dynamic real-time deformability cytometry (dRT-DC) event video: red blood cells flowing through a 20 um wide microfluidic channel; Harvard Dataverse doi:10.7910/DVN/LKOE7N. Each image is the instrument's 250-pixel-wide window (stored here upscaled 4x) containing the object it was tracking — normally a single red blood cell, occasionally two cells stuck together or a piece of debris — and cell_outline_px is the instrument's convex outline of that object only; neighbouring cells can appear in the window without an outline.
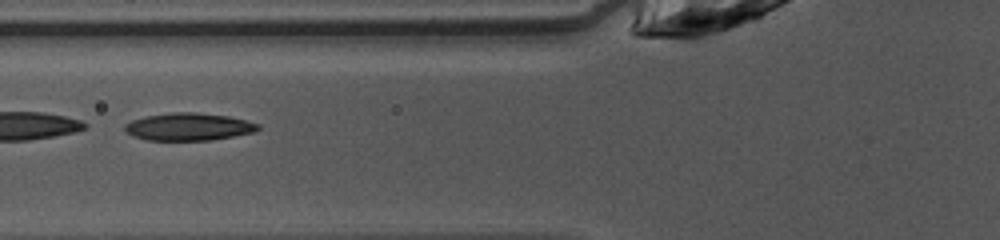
{"species": "common noctule bat (a hibernating species)", "species_latin": "Nyctalus noctula", "temperature_condition": "warm", "stored_images_in_passage": 37, "camera_frame_rate_fps": 3000, "um_per_image_px": 0.085, "animal": {"sex": "female", "body_mass_g": 10.0, "forearm_length_mm": 53.1}, "frame": {"image": 1, "passage_image": 8, "time_ms": 2.333, "image_size_px": [1000, 240], "cell_outline_px": [[260, 128], [252, 132], [212, 140], [148, 140], [132, 136], [124, 128], [124, 124], [132, 120], [144, 116], [172, 112], [196, 112], [228, 116], [260, 124]], "centroid_in_image_um": [16.0, 10.77], "position_along_channel_um": 109.8, "area_um2": 21.27}}
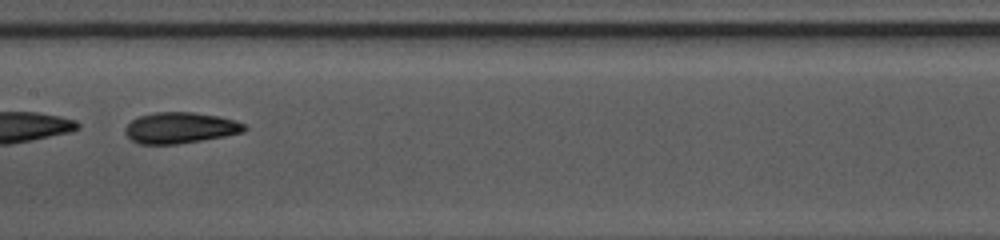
{"frame": {"image": 2, "passage_image": 14, "time_ms": 4.333, "image_size_px": [1000, 240], "cell_outline_px": [[248, 128], [244, 132], [224, 136], [176, 144], [136, 144], [124, 132], [124, 128], [132, 120], [140, 116], [156, 112], [192, 112], [216, 116], [236, 120], [244, 124]], "centroid_in_image_um": [15.31, 10.87], "position_along_channel_um": 192.1, "area_um2": 21.44}}
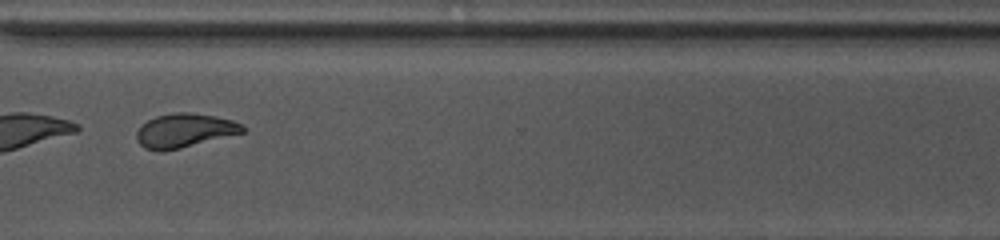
{"frame": {"image": 3, "passage_image": 26, "time_ms": 8.333, "image_size_px": [1000, 240], "cell_outline_px": [[244, 132], [164, 152], [160, 152], [144, 148], [136, 140], [136, 132], [148, 120], [156, 116], [176, 112], [192, 112], [232, 120], [244, 124]], "centroid_in_image_um": [15.66, 11.1], "position_along_channel_um": 354.9, "area_um2": 20.87}, "authors_computed_cell_mechanics": {"area_um2": 21.5594, "velocity_mm_per_s": 4.0843, "shape_relaxation_time_tau1_ms": 3.544, "shape_relaxation_time_tau2_ms": 1.5799, "deformation_change_tau1": 0.1806, "deformation_change_tau2": 0.0778}}